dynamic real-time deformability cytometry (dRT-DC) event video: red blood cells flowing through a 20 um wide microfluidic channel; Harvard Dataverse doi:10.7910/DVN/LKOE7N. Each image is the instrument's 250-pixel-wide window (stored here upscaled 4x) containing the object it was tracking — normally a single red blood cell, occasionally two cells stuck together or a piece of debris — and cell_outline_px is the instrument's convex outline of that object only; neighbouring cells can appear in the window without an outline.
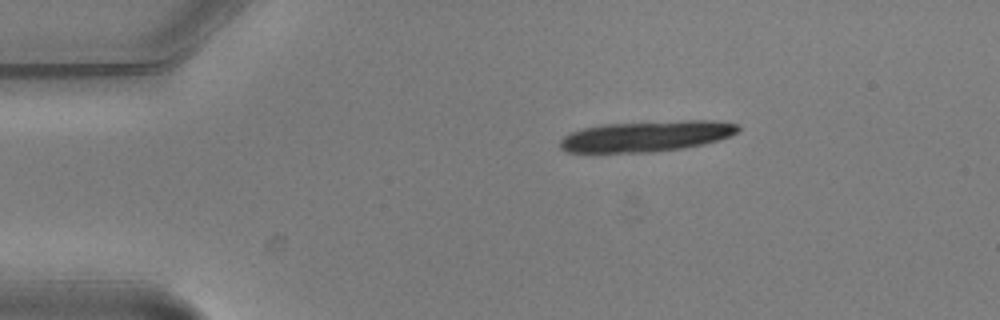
{"species": "common noctule bat (a hibernating species)", "species_latin": "Nyctalus noctula", "temperature_condition": "warm", "stored_images_in_passage": 3, "camera_frame_rate_fps": 3000, "um_per_image_px": 0.085, "animal": {"sex": "male", "body_mass_g": 20.5, "forearm_length_mm": 52.5}, "frame": {"image": 1, "passage_image": 1, "time_ms": 0.0, "image_size_px": [1000, 320], "cell_outline_px": [[740, 128], [736, 132], [728, 136], [704, 144], [684, 148], [652, 152], [568, 152], [560, 148], [560, 140], [564, 136], [572, 132], [584, 128], [604, 124], [684, 120], [716, 120], [736, 124]], "centroid_in_image_um": [54.95, 11.57], "position_along_channel_um": 30.1, "area_um2": 31.73}}
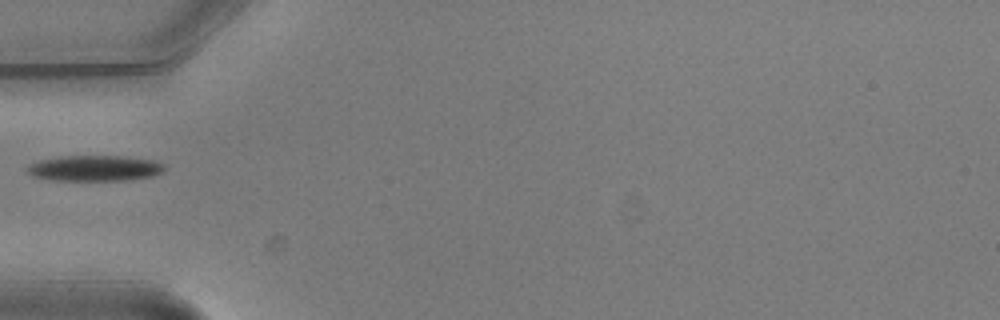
{"frame": {"image": 2, "passage_image": 3, "time_ms": 0.667, "image_size_px": [1000, 320], "cell_outline_px": [[164, 172], [152, 176], [128, 180], [52, 180], [32, 176], [24, 168], [40, 160], [60, 156], [120, 156], [152, 160], [164, 164]], "centroid_in_image_um": [8.04, 14.3], "position_along_channel_um": 77.0, "area_um2": 20.46}}